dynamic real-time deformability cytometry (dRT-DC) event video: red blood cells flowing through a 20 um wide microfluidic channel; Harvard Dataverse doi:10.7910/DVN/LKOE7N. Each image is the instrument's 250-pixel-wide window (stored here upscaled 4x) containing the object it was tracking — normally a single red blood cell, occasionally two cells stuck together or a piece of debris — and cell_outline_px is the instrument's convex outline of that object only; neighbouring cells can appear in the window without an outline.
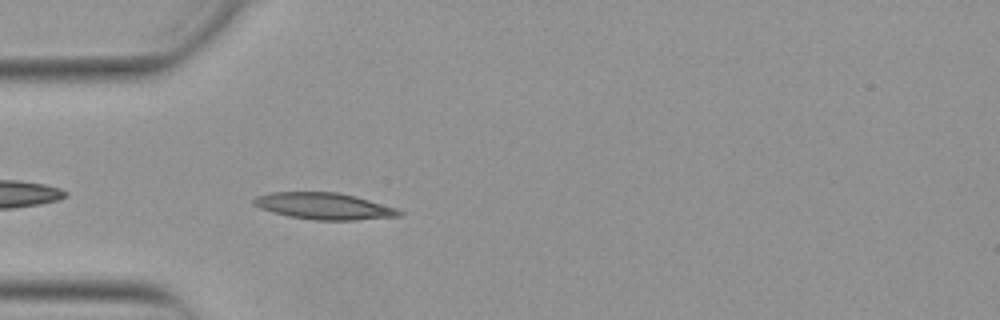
{"species": "Egyptian fruit bat (a non-hibernating species)", "species_latin": "Rousettus aegyptiacus", "temperature_condition": "warm", "stored_images_in_passage": 40, "camera_frame_rate_fps": 3000, "um_per_image_px": 0.085, "animal": {"sex": "female"}, "frame": {"image": 1, "passage_image": 3, "time_ms": 0.667, "image_size_px": [1000, 320], "cell_outline_px": [[404, 216], [356, 220], [316, 220], [288, 216], [272, 212], [260, 208], [252, 204], [252, 200], [256, 196], [272, 192], [340, 192], [356, 196], [396, 208], [404, 212]], "centroid_in_image_um": [27.56, 17.52], "position_along_channel_um": 57.4, "area_um2": 22.72}}
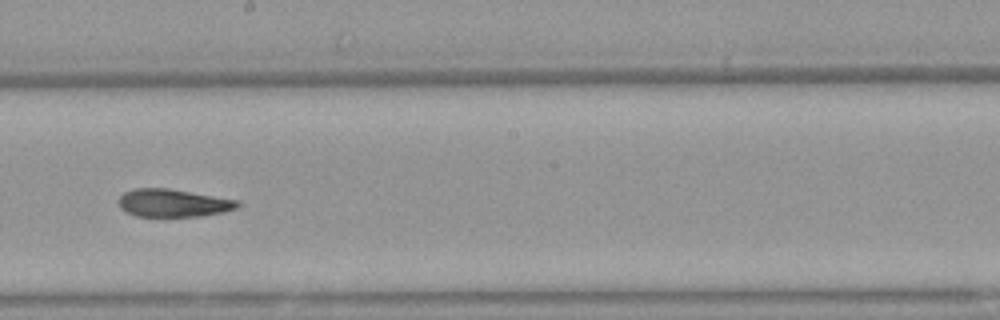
{"frame": {"image": 2, "passage_image": 17, "time_ms": 5.333, "image_size_px": [1000, 320], "cell_outline_px": [[240, 204], [236, 208], [224, 212], [200, 216], [136, 216], [124, 212], [120, 208], [116, 200], [124, 192], [136, 188], [168, 188], [240, 200]], "centroid_in_image_um": [14.69, 17.25], "position_along_channel_um": 233.5, "area_um2": 19.48}}
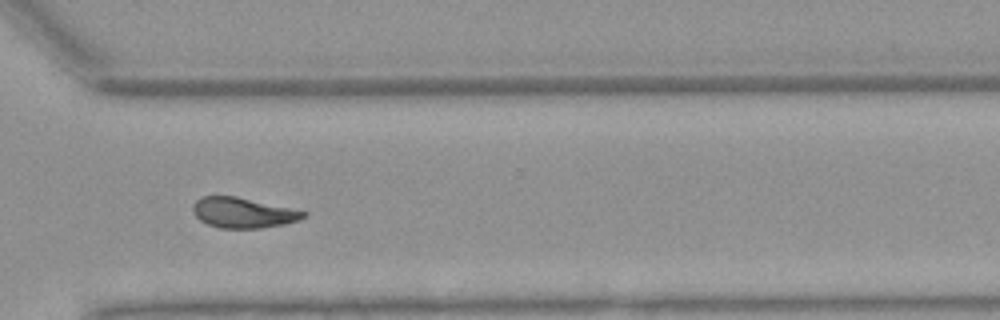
{"frame": {"image": 3, "passage_image": 26, "time_ms": 8.333, "image_size_px": [1000, 320], "cell_outline_px": [[308, 216], [300, 220], [284, 224], [260, 228], [220, 228], [208, 224], [200, 220], [192, 212], [192, 204], [200, 196], [236, 196], [308, 212]], "centroid_in_image_um": [20.65, 18.08], "position_along_channel_um": 350.0, "area_um2": 19.59}, "authors_computed_cell_mechanics": {"area_um2": 19.941, "velocity_mm_per_s": 3.881, "shape_relaxation_time_tau1_ms": null, "shape_relaxation_time_tau2_ms": 3.194, "deformation_change_tau1": null, "deformation_change_tau2": 0.1006}}